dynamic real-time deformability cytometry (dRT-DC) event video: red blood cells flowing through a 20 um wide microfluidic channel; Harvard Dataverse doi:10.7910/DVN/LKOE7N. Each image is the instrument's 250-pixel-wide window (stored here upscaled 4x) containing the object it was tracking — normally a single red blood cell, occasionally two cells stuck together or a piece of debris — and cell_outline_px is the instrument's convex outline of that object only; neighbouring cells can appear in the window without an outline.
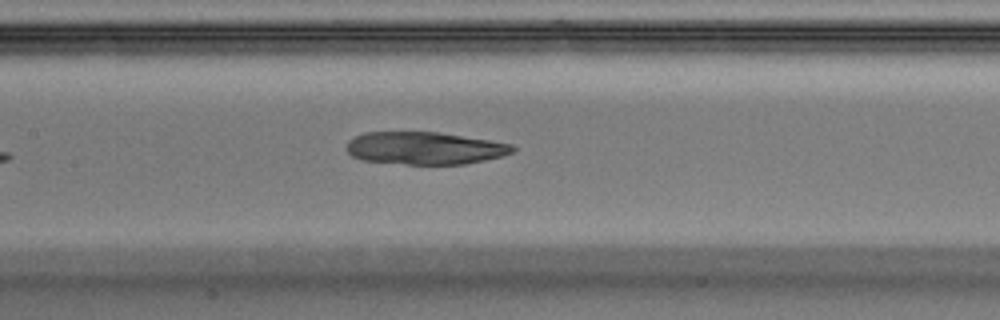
{"species": "Egyptian fruit bat (a non-hibernating species)", "species_latin": "Rousettus aegyptiacus", "temperature_condition": "warm", "stored_images_in_passage": 6, "camera_frame_rate_fps": 3000, "um_per_image_px": 0.085, "animal": {"sex": "male"}, "frame": {"image": 1, "passage_image": 6, "time_ms": 1.667, "image_size_px": [1000, 320], "cell_outline_px": [[516, 148], [512, 152], [500, 156], [484, 160], [464, 164], [404, 164], [360, 160], [352, 156], [344, 148], [348, 140], [364, 132], [440, 132], [512, 144]], "centroid_in_image_um": [36.04, 12.59], "position_along_channel_um": 171.4, "area_um2": 31.5}}